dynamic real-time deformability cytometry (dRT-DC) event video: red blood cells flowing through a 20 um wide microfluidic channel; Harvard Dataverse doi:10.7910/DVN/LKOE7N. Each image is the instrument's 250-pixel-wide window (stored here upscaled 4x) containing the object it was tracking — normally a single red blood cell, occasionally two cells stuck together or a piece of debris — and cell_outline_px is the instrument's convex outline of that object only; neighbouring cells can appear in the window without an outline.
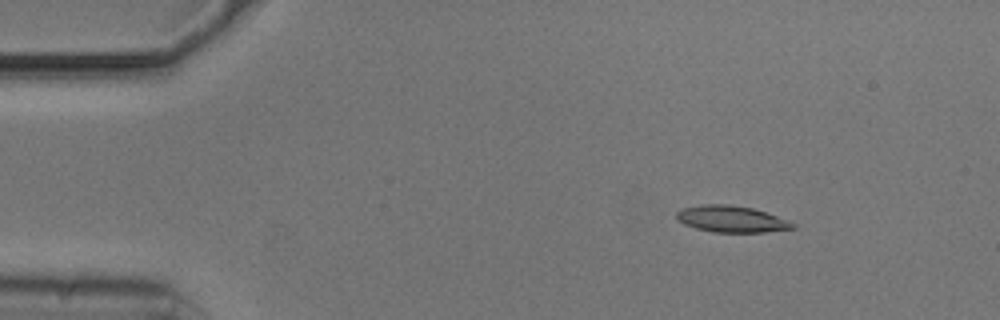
{"species": "common noctule bat (a hibernating species)", "species_latin": "Nyctalus noctula", "temperature_condition": "cold", "stored_images_in_passage": 51, "segment_of_instrument_passage": [1, 2], "camera_frame_rate_fps": 3000, "um_per_image_px": 0.085, "animal": {"sex": "male", "body_mass_g": 20.5, "forearm_length_mm": 52.5}, "frame": {"image": 1, "passage_image": 3, "time_ms": 0.667, "image_size_px": [1000, 320], "cell_outline_px": [[796, 228], [764, 232], [712, 232], [696, 228], [684, 224], [676, 220], [676, 212], [684, 208], [704, 204], [728, 204], [752, 208], [788, 220], [796, 224]], "centroid_in_image_um": [62.16, 18.62], "position_along_channel_um": 22.8, "area_um2": 17.86}}
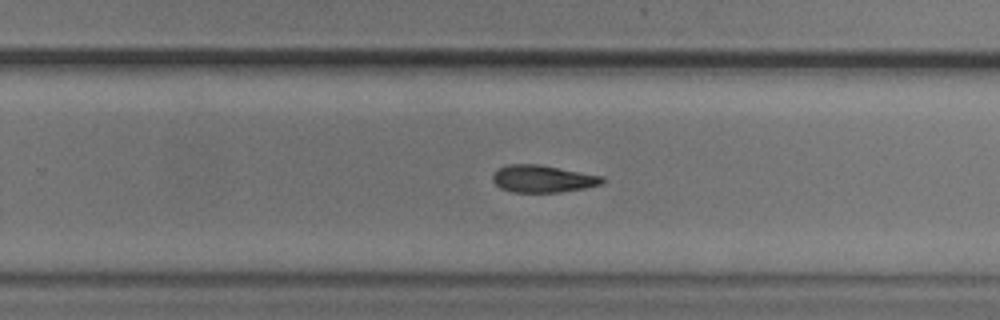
{"frame": {"image": 2, "passage_image": 30, "time_ms": 9.667, "image_size_px": [1000, 320], "cell_outline_px": [[604, 184], [584, 188], [560, 192], [512, 192], [500, 188], [492, 180], [492, 176], [500, 168], [508, 164], [540, 164], [604, 176]], "centroid_in_image_um": [46.17, 15.19], "position_along_channel_um": 283.6, "area_um2": 17.46}}
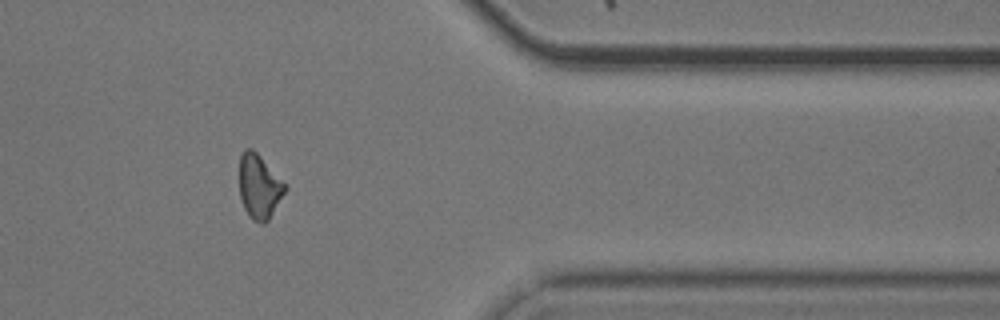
{"frame": {"image": 3, "passage_image": 40, "time_ms": 13.0, "image_size_px": [1000, 320], "cell_outline_px": [[288, 188], [268, 220], [264, 224], [260, 224], [252, 220], [248, 216], [244, 208], [240, 196], [240, 156], [244, 148], [252, 148], [288, 184]], "centroid_in_image_um": [22.06, 15.86], "position_along_channel_um": 389.3, "area_um2": 17.34}}